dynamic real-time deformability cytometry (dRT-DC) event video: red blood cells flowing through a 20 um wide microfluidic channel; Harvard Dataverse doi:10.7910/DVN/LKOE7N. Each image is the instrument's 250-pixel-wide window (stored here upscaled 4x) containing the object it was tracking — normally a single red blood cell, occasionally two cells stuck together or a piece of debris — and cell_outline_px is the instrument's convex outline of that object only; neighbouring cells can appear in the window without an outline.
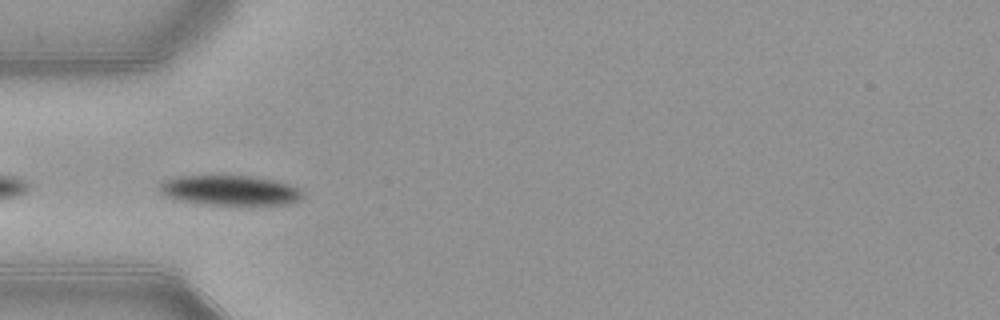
{"species": "common noctule bat (a hibernating species)", "species_latin": "Nyctalus noctula", "temperature_condition": "warm", "stored_images_in_passage": 20, "camera_frame_rate_fps": 3000, "um_per_image_px": 0.085, "animal": {"sex": "female", "body_mass_g": 21.9}, "frame": {"image": 1, "passage_image": 1, "time_ms": 0.0, "image_size_px": [1000, 320], "cell_outline_px": [[304, 196], [300, 200], [284, 204], [208, 204], [180, 200], [168, 196], [160, 192], [160, 184], [168, 180], [184, 176], [252, 176], [276, 180], [292, 184], [300, 188], [304, 192]], "centroid_in_image_um": [19.66, 16.17], "position_along_channel_um": 65.3, "area_um2": 24.62}}
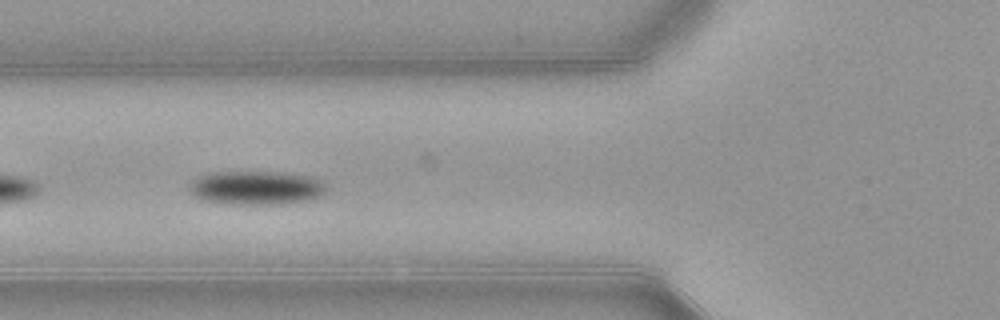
{"frame": {"image": 2, "passage_image": 4, "time_ms": 1.0, "image_size_px": [1000, 320], "cell_outline_px": [[328, 188], [324, 192], [316, 196], [304, 200], [284, 204], [232, 204], [200, 200], [188, 188], [192, 180], [208, 172], [284, 172], [312, 176], [324, 180]], "centroid_in_image_um": [21.79, 15.95], "position_along_channel_um": 104.0, "area_um2": 27.17}}